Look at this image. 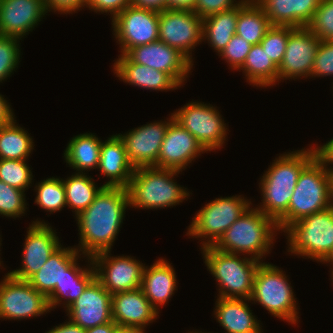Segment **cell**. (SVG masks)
<instances>
[{
    "mask_svg": "<svg viewBox=\"0 0 333 333\" xmlns=\"http://www.w3.org/2000/svg\"><path fill=\"white\" fill-rule=\"evenodd\" d=\"M129 206L127 188L104 186L92 204L76 217L80 241L74 248L90 257L111 251Z\"/></svg>",
    "mask_w": 333,
    "mask_h": 333,
    "instance_id": "1",
    "label": "cell"
},
{
    "mask_svg": "<svg viewBox=\"0 0 333 333\" xmlns=\"http://www.w3.org/2000/svg\"><path fill=\"white\" fill-rule=\"evenodd\" d=\"M316 156L314 146L280 155L260 180L262 205L256 207L277 221L287 210L302 169Z\"/></svg>",
    "mask_w": 333,
    "mask_h": 333,
    "instance_id": "2",
    "label": "cell"
},
{
    "mask_svg": "<svg viewBox=\"0 0 333 333\" xmlns=\"http://www.w3.org/2000/svg\"><path fill=\"white\" fill-rule=\"evenodd\" d=\"M277 231L280 230L273 218L263 214L257 208L249 207L223 233L213 247L232 254L245 253L261 262L271 250Z\"/></svg>",
    "mask_w": 333,
    "mask_h": 333,
    "instance_id": "3",
    "label": "cell"
},
{
    "mask_svg": "<svg viewBox=\"0 0 333 333\" xmlns=\"http://www.w3.org/2000/svg\"><path fill=\"white\" fill-rule=\"evenodd\" d=\"M179 173L155 166L135 168L127 187L130 207L158 209L182 203L190 194L175 182L173 177Z\"/></svg>",
    "mask_w": 333,
    "mask_h": 333,
    "instance_id": "4",
    "label": "cell"
},
{
    "mask_svg": "<svg viewBox=\"0 0 333 333\" xmlns=\"http://www.w3.org/2000/svg\"><path fill=\"white\" fill-rule=\"evenodd\" d=\"M331 173L315 156L301 171L288 210L276 221L280 231L292 223L328 209Z\"/></svg>",
    "mask_w": 333,
    "mask_h": 333,
    "instance_id": "5",
    "label": "cell"
},
{
    "mask_svg": "<svg viewBox=\"0 0 333 333\" xmlns=\"http://www.w3.org/2000/svg\"><path fill=\"white\" fill-rule=\"evenodd\" d=\"M201 249L207 269L218 282V297L250 299L256 269L261 262L251 257L241 258L239 254L223 252L213 246Z\"/></svg>",
    "mask_w": 333,
    "mask_h": 333,
    "instance_id": "6",
    "label": "cell"
},
{
    "mask_svg": "<svg viewBox=\"0 0 333 333\" xmlns=\"http://www.w3.org/2000/svg\"><path fill=\"white\" fill-rule=\"evenodd\" d=\"M288 252L323 262L333 251V208L313 213L289 225Z\"/></svg>",
    "mask_w": 333,
    "mask_h": 333,
    "instance_id": "7",
    "label": "cell"
},
{
    "mask_svg": "<svg viewBox=\"0 0 333 333\" xmlns=\"http://www.w3.org/2000/svg\"><path fill=\"white\" fill-rule=\"evenodd\" d=\"M288 281L283 270L262 261L256 269L250 302L259 303L268 313L283 321L297 324L296 298Z\"/></svg>",
    "mask_w": 333,
    "mask_h": 333,
    "instance_id": "8",
    "label": "cell"
},
{
    "mask_svg": "<svg viewBox=\"0 0 333 333\" xmlns=\"http://www.w3.org/2000/svg\"><path fill=\"white\" fill-rule=\"evenodd\" d=\"M251 205V201L240 195L215 198L197 212L188 227L187 235L200 240L202 238L201 248L213 246Z\"/></svg>",
    "mask_w": 333,
    "mask_h": 333,
    "instance_id": "9",
    "label": "cell"
},
{
    "mask_svg": "<svg viewBox=\"0 0 333 333\" xmlns=\"http://www.w3.org/2000/svg\"><path fill=\"white\" fill-rule=\"evenodd\" d=\"M172 114L206 151L220 149L225 143L228 128L214 106L192 101Z\"/></svg>",
    "mask_w": 333,
    "mask_h": 333,
    "instance_id": "10",
    "label": "cell"
},
{
    "mask_svg": "<svg viewBox=\"0 0 333 333\" xmlns=\"http://www.w3.org/2000/svg\"><path fill=\"white\" fill-rule=\"evenodd\" d=\"M50 310L48 299L28 281L7 273L0 282V318L21 320L39 317Z\"/></svg>",
    "mask_w": 333,
    "mask_h": 333,
    "instance_id": "11",
    "label": "cell"
},
{
    "mask_svg": "<svg viewBox=\"0 0 333 333\" xmlns=\"http://www.w3.org/2000/svg\"><path fill=\"white\" fill-rule=\"evenodd\" d=\"M202 31L203 18L192 10L159 11V41L179 50L192 63V49L203 41Z\"/></svg>",
    "mask_w": 333,
    "mask_h": 333,
    "instance_id": "12",
    "label": "cell"
},
{
    "mask_svg": "<svg viewBox=\"0 0 333 333\" xmlns=\"http://www.w3.org/2000/svg\"><path fill=\"white\" fill-rule=\"evenodd\" d=\"M113 31L121 55L131 48L159 40V11L128 6L112 19Z\"/></svg>",
    "mask_w": 333,
    "mask_h": 333,
    "instance_id": "13",
    "label": "cell"
},
{
    "mask_svg": "<svg viewBox=\"0 0 333 333\" xmlns=\"http://www.w3.org/2000/svg\"><path fill=\"white\" fill-rule=\"evenodd\" d=\"M110 250L93 255L96 279L111 294L141 288L145 264L130 256H116ZM110 255V256H109Z\"/></svg>",
    "mask_w": 333,
    "mask_h": 333,
    "instance_id": "14",
    "label": "cell"
},
{
    "mask_svg": "<svg viewBox=\"0 0 333 333\" xmlns=\"http://www.w3.org/2000/svg\"><path fill=\"white\" fill-rule=\"evenodd\" d=\"M43 221H33L27 230L22 267L8 272L12 277L28 281L62 245L55 230Z\"/></svg>",
    "mask_w": 333,
    "mask_h": 333,
    "instance_id": "15",
    "label": "cell"
},
{
    "mask_svg": "<svg viewBox=\"0 0 333 333\" xmlns=\"http://www.w3.org/2000/svg\"><path fill=\"white\" fill-rule=\"evenodd\" d=\"M125 55L136 64L167 73L180 87L194 65L182 52L159 40L131 48Z\"/></svg>",
    "mask_w": 333,
    "mask_h": 333,
    "instance_id": "16",
    "label": "cell"
},
{
    "mask_svg": "<svg viewBox=\"0 0 333 333\" xmlns=\"http://www.w3.org/2000/svg\"><path fill=\"white\" fill-rule=\"evenodd\" d=\"M320 42L307 27L295 28L289 34L284 57L278 67V81L310 78Z\"/></svg>",
    "mask_w": 333,
    "mask_h": 333,
    "instance_id": "17",
    "label": "cell"
},
{
    "mask_svg": "<svg viewBox=\"0 0 333 333\" xmlns=\"http://www.w3.org/2000/svg\"><path fill=\"white\" fill-rule=\"evenodd\" d=\"M174 119L173 114L167 121H158L132 129L129 133L118 134L123 140L127 159L134 168L157 167L158 155L164 140L168 124Z\"/></svg>",
    "mask_w": 333,
    "mask_h": 333,
    "instance_id": "18",
    "label": "cell"
},
{
    "mask_svg": "<svg viewBox=\"0 0 333 333\" xmlns=\"http://www.w3.org/2000/svg\"><path fill=\"white\" fill-rule=\"evenodd\" d=\"M111 304L112 295L95 278L65 310L71 322L89 329L112 321Z\"/></svg>",
    "mask_w": 333,
    "mask_h": 333,
    "instance_id": "19",
    "label": "cell"
},
{
    "mask_svg": "<svg viewBox=\"0 0 333 333\" xmlns=\"http://www.w3.org/2000/svg\"><path fill=\"white\" fill-rule=\"evenodd\" d=\"M207 152L197 139L176 120L168 124L157 160L158 168L185 170L198 155Z\"/></svg>",
    "mask_w": 333,
    "mask_h": 333,
    "instance_id": "20",
    "label": "cell"
},
{
    "mask_svg": "<svg viewBox=\"0 0 333 333\" xmlns=\"http://www.w3.org/2000/svg\"><path fill=\"white\" fill-rule=\"evenodd\" d=\"M46 13L44 0H1L0 35L24 38Z\"/></svg>",
    "mask_w": 333,
    "mask_h": 333,
    "instance_id": "21",
    "label": "cell"
},
{
    "mask_svg": "<svg viewBox=\"0 0 333 333\" xmlns=\"http://www.w3.org/2000/svg\"><path fill=\"white\" fill-rule=\"evenodd\" d=\"M111 310L112 320L118 326L145 329L159 316L141 288L113 294Z\"/></svg>",
    "mask_w": 333,
    "mask_h": 333,
    "instance_id": "22",
    "label": "cell"
},
{
    "mask_svg": "<svg viewBox=\"0 0 333 333\" xmlns=\"http://www.w3.org/2000/svg\"><path fill=\"white\" fill-rule=\"evenodd\" d=\"M97 169L110 179L104 186H129L135 168L127 159L125 145L119 135H112L102 142Z\"/></svg>",
    "mask_w": 333,
    "mask_h": 333,
    "instance_id": "23",
    "label": "cell"
},
{
    "mask_svg": "<svg viewBox=\"0 0 333 333\" xmlns=\"http://www.w3.org/2000/svg\"><path fill=\"white\" fill-rule=\"evenodd\" d=\"M271 25L306 27L321 0H255Z\"/></svg>",
    "mask_w": 333,
    "mask_h": 333,
    "instance_id": "24",
    "label": "cell"
},
{
    "mask_svg": "<svg viewBox=\"0 0 333 333\" xmlns=\"http://www.w3.org/2000/svg\"><path fill=\"white\" fill-rule=\"evenodd\" d=\"M170 262L157 259L150 267L143 269L141 289L152 307L159 313V307L168 303L177 288L176 275Z\"/></svg>",
    "mask_w": 333,
    "mask_h": 333,
    "instance_id": "25",
    "label": "cell"
},
{
    "mask_svg": "<svg viewBox=\"0 0 333 333\" xmlns=\"http://www.w3.org/2000/svg\"><path fill=\"white\" fill-rule=\"evenodd\" d=\"M113 64L114 72L119 80L140 88L168 91L180 87L167 73L150 68L149 66L136 64L126 55H119Z\"/></svg>",
    "mask_w": 333,
    "mask_h": 333,
    "instance_id": "26",
    "label": "cell"
},
{
    "mask_svg": "<svg viewBox=\"0 0 333 333\" xmlns=\"http://www.w3.org/2000/svg\"><path fill=\"white\" fill-rule=\"evenodd\" d=\"M247 301L249 303L250 299L217 297L214 315L227 333L263 332Z\"/></svg>",
    "mask_w": 333,
    "mask_h": 333,
    "instance_id": "27",
    "label": "cell"
},
{
    "mask_svg": "<svg viewBox=\"0 0 333 333\" xmlns=\"http://www.w3.org/2000/svg\"><path fill=\"white\" fill-rule=\"evenodd\" d=\"M86 258L88 263L90 262L88 268H81L76 260L64 273L60 285H56L54 291L47 297L50 311L62 303L67 309L96 278L92 258L90 256Z\"/></svg>",
    "mask_w": 333,
    "mask_h": 333,
    "instance_id": "28",
    "label": "cell"
},
{
    "mask_svg": "<svg viewBox=\"0 0 333 333\" xmlns=\"http://www.w3.org/2000/svg\"><path fill=\"white\" fill-rule=\"evenodd\" d=\"M79 255L81 256L82 254H79L74 247L64 248L61 246L28 282L32 287L48 297L54 291L55 286L60 285L64 273L79 259Z\"/></svg>",
    "mask_w": 333,
    "mask_h": 333,
    "instance_id": "29",
    "label": "cell"
},
{
    "mask_svg": "<svg viewBox=\"0 0 333 333\" xmlns=\"http://www.w3.org/2000/svg\"><path fill=\"white\" fill-rule=\"evenodd\" d=\"M64 151L66 163L78 173L98 168L102 140L92 133L74 136ZM84 171V172H83Z\"/></svg>",
    "mask_w": 333,
    "mask_h": 333,
    "instance_id": "30",
    "label": "cell"
},
{
    "mask_svg": "<svg viewBox=\"0 0 333 333\" xmlns=\"http://www.w3.org/2000/svg\"><path fill=\"white\" fill-rule=\"evenodd\" d=\"M271 23L263 8L255 0H242L238 5L236 35L251 45L260 44Z\"/></svg>",
    "mask_w": 333,
    "mask_h": 333,
    "instance_id": "31",
    "label": "cell"
},
{
    "mask_svg": "<svg viewBox=\"0 0 333 333\" xmlns=\"http://www.w3.org/2000/svg\"><path fill=\"white\" fill-rule=\"evenodd\" d=\"M237 17L238 6L203 18L202 40H207L218 55L236 34Z\"/></svg>",
    "mask_w": 333,
    "mask_h": 333,
    "instance_id": "32",
    "label": "cell"
},
{
    "mask_svg": "<svg viewBox=\"0 0 333 333\" xmlns=\"http://www.w3.org/2000/svg\"><path fill=\"white\" fill-rule=\"evenodd\" d=\"M253 86L268 87L278 82V67L268 57L261 44L252 45L240 68Z\"/></svg>",
    "mask_w": 333,
    "mask_h": 333,
    "instance_id": "33",
    "label": "cell"
},
{
    "mask_svg": "<svg viewBox=\"0 0 333 333\" xmlns=\"http://www.w3.org/2000/svg\"><path fill=\"white\" fill-rule=\"evenodd\" d=\"M33 145L32 137L15 119L0 127V159L27 160Z\"/></svg>",
    "mask_w": 333,
    "mask_h": 333,
    "instance_id": "34",
    "label": "cell"
},
{
    "mask_svg": "<svg viewBox=\"0 0 333 333\" xmlns=\"http://www.w3.org/2000/svg\"><path fill=\"white\" fill-rule=\"evenodd\" d=\"M87 173H76L71 177L63 179L65 187L66 204L74 210L76 217L87 209L94 201L96 195L104 187H97L95 182Z\"/></svg>",
    "mask_w": 333,
    "mask_h": 333,
    "instance_id": "35",
    "label": "cell"
},
{
    "mask_svg": "<svg viewBox=\"0 0 333 333\" xmlns=\"http://www.w3.org/2000/svg\"><path fill=\"white\" fill-rule=\"evenodd\" d=\"M35 189L37 192L35 203L43 210L54 213L67 206L63 179L54 177L44 179L35 186Z\"/></svg>",
    "mask_w": 333,
    "mask_h": 333,
    "instance_id": "36",
    "label": "cell"
},
{
    "mask_svg": "<svg viewBox=\"0 0 333 333\" xmlns=\"http://www.w3.org/2000/svg\"><path fill=\"white\" fill-rule=\"evenodd\" d=\"M26 161L0 159V180L22 191L29 189L33 175Z\"/></svg>",
    "mask_w": 333,
    "mask_h": 333,
    "instance_id": "37",
    "label": "cell"
},
{
    "mask_svg": "<svg viewBox=\"0 0 333 333\" xmlns=\"http://www.w3.org/2000/svg\"><path fill=\"white\" fill-rule=\"evenodd\" d=\"M294 29L292 26L272 25L260 42L263 50L277 67L283 60L289 34Z\"/></svg>",
    "mask_w": 333,
    "mask_h": 333,
    "instance_id": "38",
    "label": "cell"
},
{
    "mask_svg": "<svg viewBox=\"0 0 333 333\" xmlns=\"http://www.w3.org/2000/svg\"><path fill=\"white\" fill-rule=\"evenodd\" d=\"M306 27L321 41L333 42V0H321Z\"/></svg>",
    "mask_w": 333,
    "mask_h": 333,
    "instance_id": "39",
    "label": "cell"
},
{
    "mask_svg": "<svg viewBox=\"0 0 333 333\" xmlns=\"http://www.w3.org/2000/svg\"><path fill=\"white\" fill-rule=\"evenodd\" d=\"M25 191L14 188L0 180V215L17 218L25 214Z\"/></svg>",
    "mask_w": 333,
    "mask_h": 333,
    "instance_id": "40",
    "label": "cell"
},
{
    "mask_svg": "<svg viewBox=\"0 0 333 333\" xmlns=\"http://www.w3.org/2000/svg\"><path fill=\"white\" fill-rule=\"evenodd\" d=\"M20 40L17 37L0 35V82L11 76L20 63Z\"/></svg>",
    "mask_w": 333,
    "mask_h": 333,
    "instance_id": "41",
    "label": "cell"
},
{
    "mask_svg": "<svg viewBox=\"0 0 333 333\" xmlns=\"http://www.w3.org/2000/svg\"><path fill=\"white\" fill-rule=\"evenodd\" d=\"M252 45L244 38L234 35L219 56L226 60L233 70H239L246 60Z\"/></svg>",
    "mask_w": 333,
    "mask_h": 333,
    "instance_id": "42",
    "label": "cell"
},
{
    "mask_svg": "<svg viewBox=\"0 0 333 333\" xmlns=\"http://www.w3.org/2000/svg\"><path fill=\"white\" fill-rule=\"evenodd\" d=\"M333 76V42L321 41L318 47L311 77Z\"/></svg>",
    "mask_w": 333,
    "mask_h": 333,
    "instance_id": "43",
    "label": "cell"
},
{
    "mask_svg": "<svg viewBox=\"0 0 333 333\" xmlns=\"http://www.w3.org/2000/svg\"><path fill=\"white\" fill-rule=\"evenodd\" d=\"M240 2H242V0H196L192 11L198 14L201 18H205L221 11L230 10L238 6Z\"/></svg>",
    "mask_w": 333,
    "mask_h": 333,
    "instance_id": "44",
    "label": "cell"
},
{
    "mask_svg": "<svg viewBox=\"0 0 333 333\" xmlns=\"http://www.w3.org/2000/svg\"><path fill=\"white\" fill-rule=\"evenodd\" d=\"M132 5V0H87L86 7L94 12L108 13L112 19Z\"/></svg>",
    "mask_w": 333,
    "mask_h": 333,
    "instance_id": "45",
    "label": "cell"
},
{
    "mask_svg": "<svg viewBox=\"0 0 333 333\" xmlns=\"http://www.w3.org/2000/svg\"><path fill=\"white\" fill-rule=\"evenodd\" d=\"M44 4L48 11L60 12L59 14H69L85 7L87 0H44Z\"/></svg>",
    "mask_w": 333,
    "mask_h": 333,
    "instance_id": "46",
    "label": "cell"
},
{
    "mask_svg": "<svg viewBox=\"0 0 333 333\" xmlns=\"http://www.w3.org/2000/svg\"><path fill=\"white\" fill-rule=\"evenodd\" d=\"M316 147V156L325 164L329 172L333 174V168L331 166H329V168L327 167L328 165L333 164V138L323 146L320 145Z\"/></svg>",
    "mask_w": 333,
    "mask_h": 333,
    "instance_id": "47",
    "label": "cell"
},
{
    "mask_svg": "<svg viewBox=\"0 0 333 333\" xmlns=\"http://www.w3.org/2000/svg\"><path fill=\"white\" fill-rule=\"evenodd\" d=\"M14 117L10 104H8L7 100L0 94V127L11 123L15 119Z\"/></svg>",
    "mask_w": 333,
    "mask_h": 333,
    "instance_id": "48",
    "label": "cell"
},
{
    "mask_svg": "<svg viewBox=\"0 0 333 333\" xmlns=\"http://www.w3.org/2000/svg\"><path fill=\"white\" fill-rule=\"evenodd\" d=\"M132 5L157 11L166 9V0H132Z\"/></svg>",
    "mask_w": 333,
    "mask_h": 333,
    "instance_id": "49",
    "label": "cell"
},
{
    "mask_svg": "<svg viewBox=\"0 0 333 333\" xmlns=\"http://www.w3.org/2000/svg\"><path fill=\"white\" fill-rule=\"evenodd\" d=\"M46 333H85V329L69 320L68 322L66 321L64 324L55 326V328L53 327Z\"/></svg>",
    "mask_w": 333,
    "mask_h": 333,
    "instance_id": "50",
    "label": "cell"
},
{
    "mask_svg": "<svg viewBox=\"0 0 333 333\" xmlns=\"http://www.w3.org/2000/svg\"><path fill=\"white\" fill-rule=\"evenodd\" d=\"M196 0H166V9L193 10Z\"/></svg>",
    "mask_w": 333,
    "mask_h": 333,
    "instance_id": "51",
    "label": "cell"
},
{
    "mask_svg": "<svg viewBox=\"0 0 333 333\" xmlns=\"http://www.w3.org/2000/svg\"><path fill=\"white\" fill-rule=\"evenodd\" d=\"M117 326L118 325L112 320L106 324L85 329V333H114Z\"/></svg>",
    "mask_w": 333,
    "mask_h": 333,
    "instance_id": "52",
    "label": "cell"
},
{
    "mask_svg": "<svg viewBox=\"0 0 333 333\" xmlns=\"http://www.w3.org/2000/svg\"><path fill=\"white\" fill-rule=\"evenodd\" d=\"M145 329L140 327L117 326L114 333H145Z\"/></svg>",
    "mask_w": 333,
    "mask_h": 333,
    "instance_id": "53",
    "label": "cell"
},
{
    "mask_svg": "<svg viewBox=\"0 0 333 333\" xmlns=\"http://www.w3.org/2000/svg\"><path fill=\"white\" fill-rule=\"evenodd\" d=\"M329 204L330 208H333V174L331 175L329 184Z\"/></svg>",
    "mask_w": 333,
    "mask_h": 333,
    "instance_id": "54",
    "label": "cell"
},
{
    "mask_svg": "<svg viewBox=\"0 0 333 333\" xmlns=\"http://www.w3.org/2000/svg\"><path fill=\"white\" fill-rule=\"evenodd\" d=\"M331 263L333 265V251L329 254V256L322 263ZM333 273V269L332 272Z\"/></svg>",
    "mask_w": 333,
    "mask_h": 333,
    "instance_id": "55",
    "label": "cell"
},
{
    "mask_svg": "<svg viewBox=\"0 0 333 333\" xmlns=\"http://www.w3.org/2000/svg\"><path fill=\"white\" fill-rule=\"evenodd\" d=\"M190 333H204V332H201V331H200V332H198V331H197V332H196V331L193 332V331H191ZM208 333H209V332H208Z\"/></svg>",
    "mask_w": 333,
    "mask_h": 333,
    "instance_id": "56",
    "label": "cell"
},
{
    "mask_svg": "<svg viewBox=\"0 0 333 333\" xmlns=\"http://www.w3.org/2000/svg\"><path fill=\"white\" fill-rule=\"evenodd\" d=\"M0 236H1V235H0ZM0 239H1V238H0ZM0 246H1V241H0ZM0 251H1V250H0ZM0 260H1V259H0ZM1 262H2V261H0V266H2V265H1Z\"/></svg>",
    "mask_w": 333,
    "mask_h": 333,
    "instance_id": "57",
    "label": "cell"
}]
</instances>
